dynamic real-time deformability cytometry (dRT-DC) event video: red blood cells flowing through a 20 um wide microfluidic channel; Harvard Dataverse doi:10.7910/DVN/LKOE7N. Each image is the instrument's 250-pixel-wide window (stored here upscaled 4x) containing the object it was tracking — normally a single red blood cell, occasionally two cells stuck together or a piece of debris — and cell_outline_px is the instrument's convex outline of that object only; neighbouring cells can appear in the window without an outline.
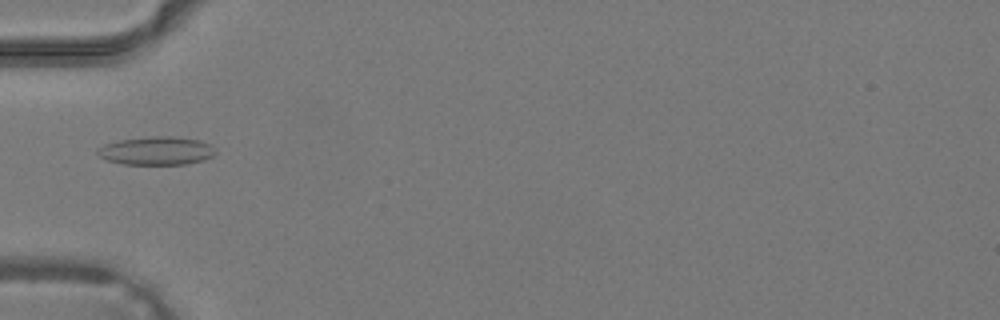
{"species": "common noctule bat (a hibernating species)", "species_latin": "Nyctalus noctula", "temperature_condition": "warm", "stored_images_in_passage": 27, "camera_frame_rate_fps": 3000, "um_per_image_px": 0.085, "animal": {"sex": "male", "body_mass_g": 19.2, "forearm_length_mm": 51.8}, "frame": {"image": 1, "passage_image": 1, "time_ms": 0.0, "image_size_px": [1000, 320], "cell_outline_px": [[216, 152], [212, 156], [204, 160], [184, 164], [124, 164], [108, 160], [100, 156], [96, 152], [96, 148], [104, 144], [120, 140], [152, 136], [172, 136], [200, 140], [208, 144]], "centroid_in_image_um": [13.27, 12.81], "position_along_channel_um": 71.7, "area_um2": 19.31}}
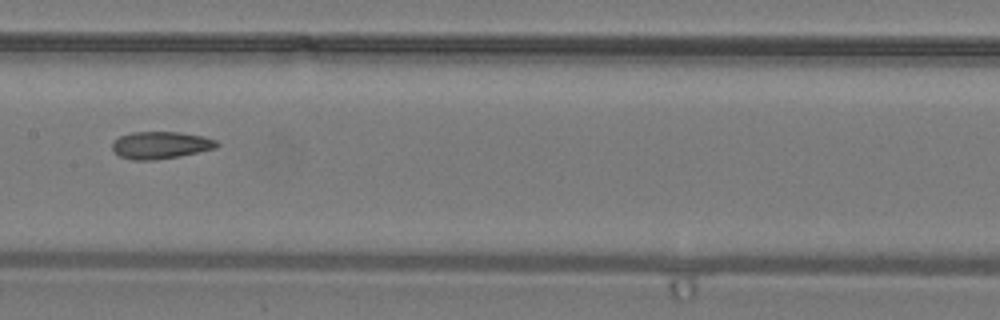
{"frame": {"image": 2, "passage_image": 8, "time_ms": 2.333, "image_size_px": [1000, 320], "cell_outline_px": [[220, 144], [216, 148], [180, 156], [152, 160], [132, 160], [120, 156], [112, 148], [112, 144], [120, 136], [132, 132], [180, 132], [204, 136], [216, 140]], "centroid_in_image_um": [13.68, 12.33], "position_along_channel_um": 193.7, "area_um2": 16.53}}
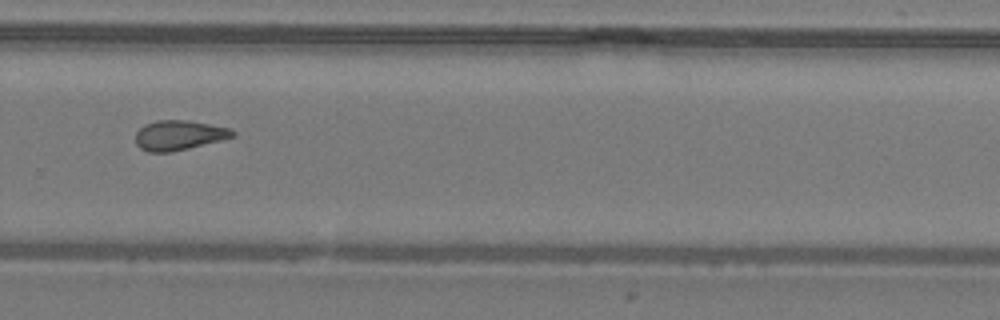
{"frame": {"image": 3, "passage_image": 15, "time_ms": 4.667, "image_size_px": [1000, 320], "cell_outline_px": [[236, 136], [172, 152], [148, 152], [140, 148], [136, 144], [136, 132], [144, 124], [156, 120], [188, 120], [228, 128], [236, 132]], "centroid_in_image_um": [15.18, 11.49], "position_along_channel_um": 314.6, "area_um2": 16.76}}